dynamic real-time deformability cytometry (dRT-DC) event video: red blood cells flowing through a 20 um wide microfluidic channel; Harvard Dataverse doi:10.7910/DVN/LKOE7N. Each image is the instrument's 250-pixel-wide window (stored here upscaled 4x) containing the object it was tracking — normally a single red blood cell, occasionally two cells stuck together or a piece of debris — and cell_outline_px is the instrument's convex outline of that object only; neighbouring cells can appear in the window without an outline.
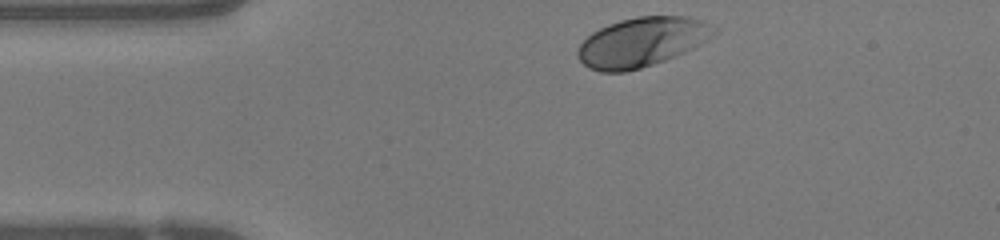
{"species": "human", "species_latin": "Homo sapiens", "temperature_condition": "warm", "stored_images_in_passage": 32, "camera_frame_rate_fps": 3000, "um_per_image_px": 0.085, "donor": {"sex": "female"}, "frame": {"image": 1, "passage_image": 1, "time_ms": 0.0, "image_size_px": [1000, 240], "cell_outline_px": [[720, 32], [700, 44], [676, 56], [640, 68], [624, 72], [600, 72], [588, 68], [576, 56], [576, 52], [580, 44], [592, 32], [608, 24], [620, 20], [640, 16], [688, 16], [700, 20], [720, 28]], "centroid_in_image_um": [54.57, 3.57], "position_along_channel_um": 30.4, "area_um2": 39.3}}
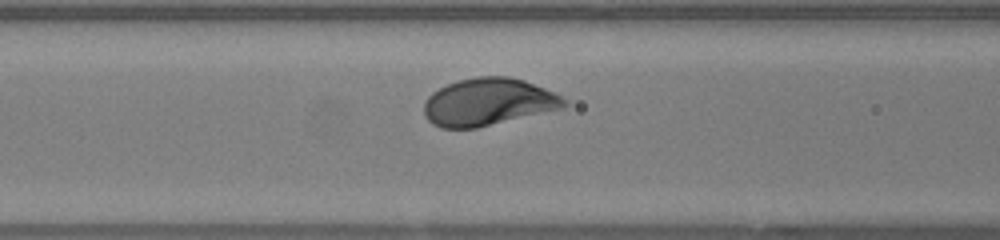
{"frame": {"image": 2, "passage_image": 11, "time_ms": 3.333, "image_size_px": [1000, 240], "cell_outline_px": [[568, 104], [564, 108], [476, 128], [440, 128], [432, 124], [424, 116], [424, 100], [432, 92], [448, 84], [460, 80], [476, 76], [508, 76], [524, 80], [544, 88], [568, 100]], "centroid_in_image_um": [41.49, 8.67], "position_along_channel_um": 125.1, "area_um2": 38.73}}
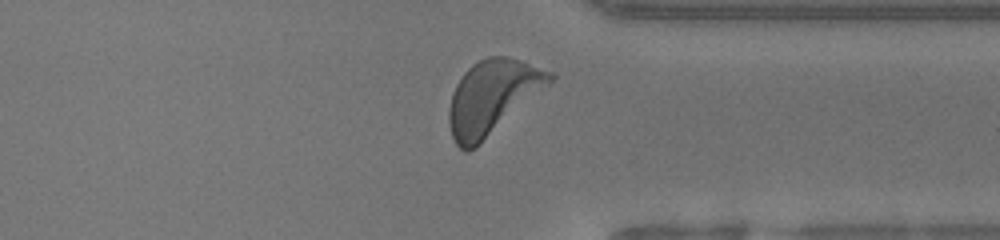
{"frame": {"image": 3, "passage_image": 29, "time_ms": 9.333, "image_size_px": [1000, 240], "cell_outline_px": [[556, 76], [548, 84], [476, 148], [468, 152], [464, 152], [456, 144], [452, 136], [448, 124], [448, 108], [452, 92], [456, 84], [464, 72], [472, 64], [488, 56], [508, 56], [520, 60], [552, 72]], "centroid_in_image_um": [41.79, 8.27], "position_along_channel_um": 369.6, "area_um2": 43.06}, "authors_computed_cell_mechanics": {"area_um2": 38.6393, "velocity_mm_per_s": 4.1321, "shape_relaxation_time_tau1_ms": 0.954, "shape_relaxation_time_tau2_ms": null, "deformation_change_tau1": 0.1206, "deformation_change_tau2": null}}